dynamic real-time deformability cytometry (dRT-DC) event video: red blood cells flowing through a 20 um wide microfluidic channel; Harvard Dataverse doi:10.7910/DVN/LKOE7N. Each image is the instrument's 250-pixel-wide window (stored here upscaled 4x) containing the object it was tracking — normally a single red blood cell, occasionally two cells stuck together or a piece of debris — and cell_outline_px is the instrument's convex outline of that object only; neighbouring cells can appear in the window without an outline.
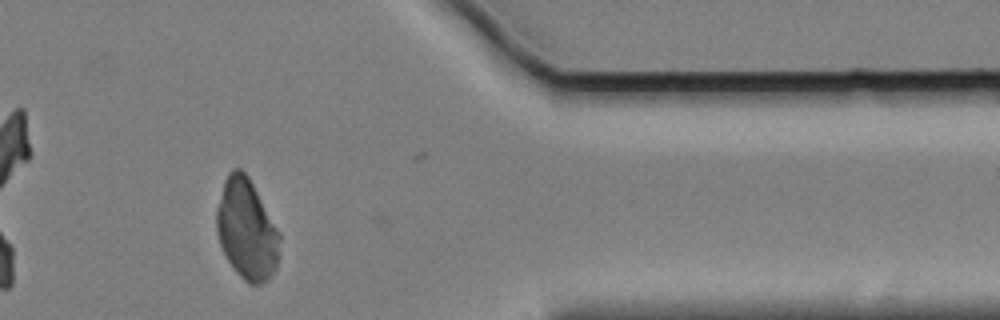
{"species": "Egyptian fruit bat (a non-hibernating species)", "species_latin": "Rousettus aegyptiacus", "temperature_condition": "cold", "stored_images_in_passage": 46, "camera_frame_rate_fps": 3000, "um_per_image_px": 0.085, "animal": {"sex": "female"}, "frame": {"image": 1, "passage_image": 43, "time_ms": 14.0, "image_size_px": [1000, 320], "cell_outline_px": [[280, 256], [276, 268], [272, 276], [268, 280], [260, 284], [248, 284], [236, 272], [228, 260], [220, 244], [216, 232], [216, 208], [224, 180], [228, 172], [232, 168], [240, 168], [248, 176], [280, 232]], "centroid_in_image_um": [20.98, 19.51], "position_along_channel_um": 390.4, "area_um2": 37.28}}